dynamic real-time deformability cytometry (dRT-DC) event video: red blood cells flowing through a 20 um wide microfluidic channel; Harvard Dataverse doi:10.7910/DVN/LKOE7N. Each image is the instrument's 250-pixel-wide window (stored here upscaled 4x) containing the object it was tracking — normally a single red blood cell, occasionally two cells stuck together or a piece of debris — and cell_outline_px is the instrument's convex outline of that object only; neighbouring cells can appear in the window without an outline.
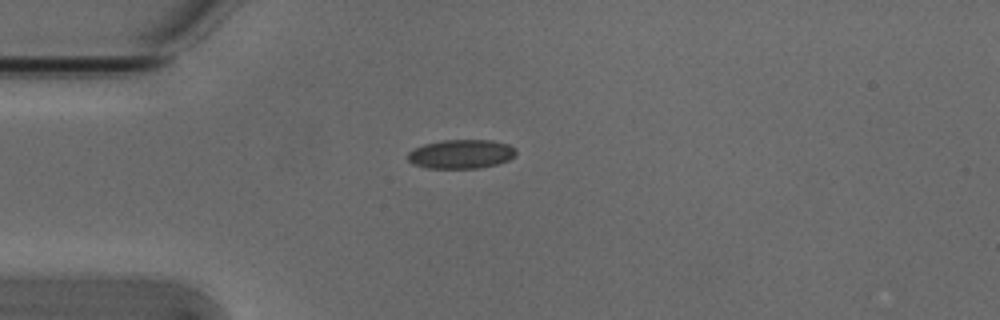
{"species": "Egyptian fruit bat (a non-hibernating species)", "species_latin": "Rousettus aegyptiacus", "temperature_condition": "cold", "stored_images_in_passage": 1, "camera_frame_rate_fps": 3000, "um_per_image_px": 0.085, "animal": {"sex": "male"}, "frame": {"image": 1, "passage_image": 1, "time_ms": 0.0, "image_size_px": [1000, 320], "cell_outline_px": [[516, 156], [508, 160], [496, 164], [480, 168], [428, 168], [412, 164], [408, 160], [408, 152], [424, 144], [444, 140], [492, 140], [508, 144], [516, 148]], "centroid_in_image_um": [39.22, 13.09], "position_along_channel_um": 45.8, "area_um2": 18.32}}